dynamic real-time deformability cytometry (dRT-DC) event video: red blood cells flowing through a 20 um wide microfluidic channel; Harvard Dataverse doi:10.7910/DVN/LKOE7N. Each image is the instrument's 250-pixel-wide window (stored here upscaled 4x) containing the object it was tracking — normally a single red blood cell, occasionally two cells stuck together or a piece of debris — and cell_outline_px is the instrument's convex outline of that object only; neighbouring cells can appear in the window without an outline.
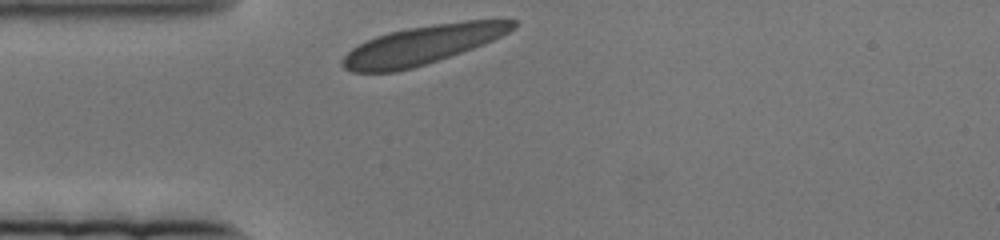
{"species": "human", "species_latin": "Homo sapiens", "temperature_condition": "cold", "stored_images_in_passage": 45, "camera_frame_rate_fps": 3000, "um_per_image_px": 0.085, "donor": {"sex": "female"}, "frame": {"image": 1, "passage_image": 1, "time_ms": 0.0, "image_size_px": [1000, 240], "cell_outline_px": [[516, 28], [484, 44], [412, 68], [396, 72], [352, 72], [344, 68], [340, 64], [340, 60], [352, 48], [376, 36], [388, 32], [408, 28], [464, 20], [516, 20]], "centroid_in_image_um": [35.87, 3.82], "position_along_channel_um": 49.1, "area_um2": 37.92}}
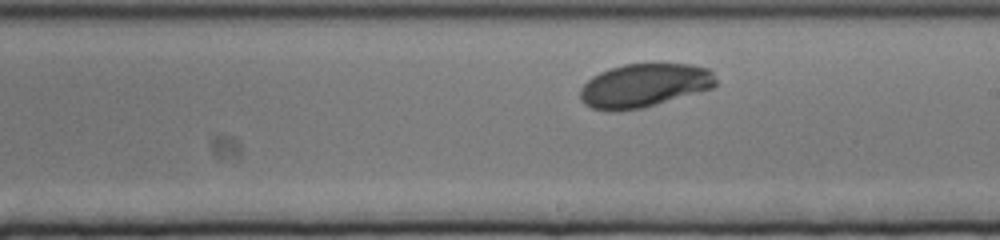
{"frame": {"image": 2, "passage_image": 26, "time_ms": 8.333, "image_size_px": [1000, 240], "cell_outline_px": [[716, 84], [712, 88], [644, 108], [616, 112], [608, 112], [592, 108], [584, 104], [580, 100], [580, 88], [592, 76], [600, 72], [624, 64], [688, 64], [708, 68], [712, 72], [716, 80]], "centroid_in_image_um": [54.72, 7.29], "position_along_channel_um": 234.3, "area_um2": 34.62}}
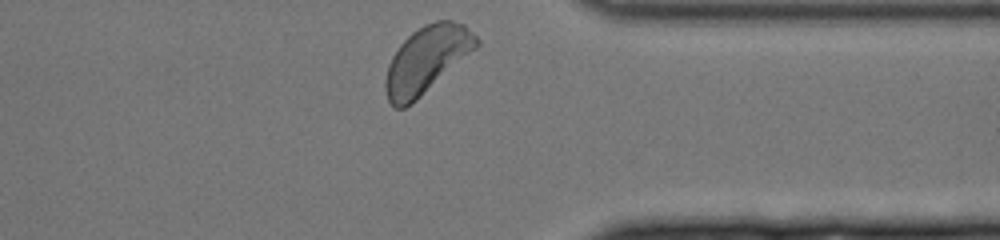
{"frame": {"image": 3, "passage_image": 45, "time_ms": 14.667, "image_size_px": [1000, 240], "cell_outline_px": [[480, 44], [476, 48], [416, 100], [404, 108], [392, 108], [388, 100], [384, 88], [384, 80], [388, 64], [392, 56], [400, 44], [412, 32], [424, 24], [436, 20], [452, 20], [464, 24], [480, 40]], "centroid_in_image_um": [36.24, 5.07], "position_along_channel_um": 375.2, "area_um2": 35.26}}